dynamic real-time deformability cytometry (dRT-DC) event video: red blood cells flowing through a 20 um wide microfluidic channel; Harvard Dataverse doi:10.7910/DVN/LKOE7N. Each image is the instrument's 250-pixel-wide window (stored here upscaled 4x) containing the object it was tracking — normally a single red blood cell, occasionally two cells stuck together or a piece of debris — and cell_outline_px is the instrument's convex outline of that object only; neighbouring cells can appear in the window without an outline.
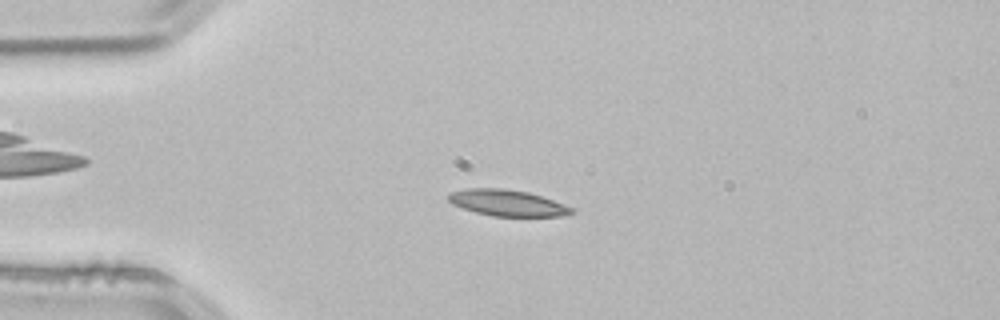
{"species": "common noctule bat (a hibernating species)", "species_latin": "Nyctalus noctula", "temperature_condition": "room temperature", "stored_images_in_passage": 52, "camera_frame_rate_fps": 3000, "um_per_image_px": 0.085, "animal": {"sex": "male", "body_mass_g": 21.5, "forearm_length_mm": 52.0}, "frame": {"image": 1, "passage_image": 12, "time_ms": 3.667, "image_size_px": [1000, 320], "cell_outline_px": [[572, 212], [560, 216], [492, 216], [476, 212], [452, 204], [448, 200], [448, 196], [452, 192], [468, 188], [504, 188], [528, 192], [552, 200], [572, 208]], "centroid_in_image_um": [43.07, 17.24], "position_along_channel_um": 41.9, "area_um2": 18.44}}
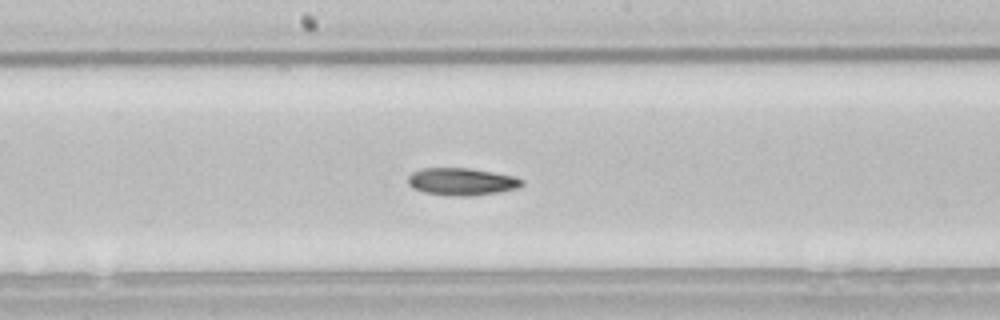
{"frame": {"image": 2, "passage_image": 27, "time_ms": 8.667, "image_size_px": [1000, 320], "cell_outline_px": [[524, 184], [516, 188], [500, 192], [472, 196], [448, 196], [424, 192], [412, 188], [408, 184], [408, 176], [412, 172], [420, 168], [468, 168], [516, 176], [524, 180]], "centroid_in_image_um": [39.24, 15.44], "position_along_channel_um": 209.0, "area_um2": 18.38}}
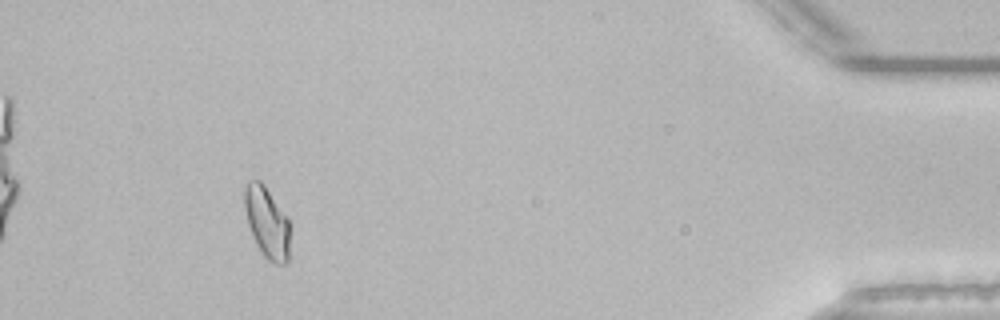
{"frame": {"image": 3, "passage_image": 48, "time_ms": 15.667, "image_size_px": [1000, 320], "cell_outline_px": [[288, 264], [276, 264], [268, 260], [264, 256], [256, 244], [252, 236], [248, 224], [244, 208], [244, 188], [248, 180], [260, 180], [264, 184], [288, 216]], "centroid_in_image_um": [22.67, 18.88], "position_along_channel_um": 412.5, "area_um2": 18.9}, "authors_computed_cell_mechanics": {"area_um2": 18.4382, "velocity_mm_per_s": 3.8238, "shape_relaxation_time_tau1_ms": 6.4306, "shape_relaxation_time_tau2_ms": null, "deformation_change_tau1": 0.1494, "deformation_change_tau2": null}}